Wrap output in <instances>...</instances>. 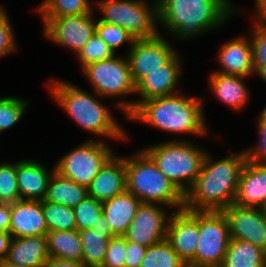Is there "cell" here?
<instances>
[{"label":"cell","instance_id":"cell-1","mask_svg":"<svg viewBox=\"0 0 266 267\" xmlns=\"http://www.w3.org/2000/svg\"><path fill=\"white\" fill-rule=\"evenodd\" d=\"M213 159L207 152L194 185L184 195V209L222 211L234 203L247 162L245 152Z\"/></svg>","mask_w":266,"mask_h":267},{"label":"cell","instance_id":"cell-2","mask_svg":"<svg viewBox=\"0 0 266 267\" xmlns=\"http://www.w3.org/2000/svg\"><path fill=\"white\" fill-rule=\"evenodd\" d=\"M201 96L180 92L141 102L127 119L142 122L159 130L176 134L210 135ZM208 130V131H207Z\"/></svg>","mask_w":266,"mask_h":267},{"label":"cell","instance_id":"cell-3","mask_svg":"<svg viewBox=\"0 0 266 267\" xmlns=\"http://www.w3.org/2000/svg\"><path fill=\"white\" fill-rule=\"evenodd\" d=\"M156 1H158L160 26L162 25L167 33L184 41L220 28L231 19V15L240 11L230 0Z\"/></svg>","mask_w":266,"mask_h":267},{"label":"cell","instance_id":"cell-4","mask_svg":"<svg viewBox=\"0 0 266 267\" xmlns=\"http://www.w3.org/2000/svg\"><path fill=\"white\" fill-rule=\"evenodd\" d=\"M50 94L58 106L68 114L82 129L113 140H128L127 131L114 119L111 110L98 98L82 88L64 80L51 79L48 81ZM98 97V98H97Z\"/></svg>","mask_w":266,"mask_h":267},{"label":"cell","instance_id":"cell-5","mask_svg":"<svg viewBox=\"0 0 266 267\" xmlns=\"http://www.w3.org/2000/svg\"><path fill=\"white\" fill-rule=\"evenodd\" d=\"M126 187L142 203L184 209V194L158 168L153 159L140 149L132 157L125 156Z\"/></svg>","mask_w":266,"mask_h":267},{"label":"cell","instance_id":"cell-6","mask_svg":"<svg viewBox=\"0 0 266 267\" xmlns=\"http://www.w3.org/2000/svg\"><path fill=\"white\" fill-rule=\"evenodd\" d=\"M143 150L184 195L194 185L207 153L200 146L179 138L165 140Z\"/></svg>","mask_w":266,"mask_h":267},{"label":"cell","instance_id":"cell-7","mask_svg":"<svg viewBox=\"0 0 266 267\" xmlns=\"http://www.w3.org/2000/svg\"><path fill=\"white\" fill-rule=\"evenodd\" d=\"M143 0H100L94 9L100 12V22L124 28L134 40L157 36L159 14L158 1ZM97 7V8H96Z\"/></svg>","mask_w":266,"mask_h":267},{"label":"cell","instance_id":"cell-8","mask_svg":"<svg viewBox=\"0 0 266 267\" xmlns=\"http://www.w3.org/2000/svg\"><path fill=\"white\" fill-rule=\"evenodd\" d=\"M83 75L92 90L102 98H119L115 106L127 117L134 110L133 100H122L124 96L135 94V84L130 73L127 57L116 56L89 64L82 68Z\"/></svg>","mask_w":266,"mask_h":267},{"label":"cell","instance_id":"cell-9","mask_svg":"<svg viewBox=\"0 0 266 267\" xmlns=\"http://www.w3.org/2000/svg\"><path fill=\"white\" fill-rule=\"evenodd\" d=\"M115 154L104 141L86 140L55 163V171L77 184L88 187L105 163Z\"/></svg>","mask_w":266,"mask_h":267},{"label":"cell","instance_id":"cell-10","mask_svg":"<svg viewBox=\"0 0 266 267\" xmlns=\"http://www.w3.org/2000/svg\"><path fill=\"white\" fill-rule=\"evenodd\" d=\"M198 231L196 264L220 267L231 240L229 223L223 211L198 210Z\"/></svg>","mask_w":266,"mask_h":267},{"label":"cell","instance_id":"cell-11","mask_svg":"<svg viewBox=\"0 0 266 267\" xmlns=\"http://www.w3.org/2000/svg\"><path fill=\"white\" fill-rule=\"evenodd\" d=\"M94 9L84 15L42 18L43 36L47 40L67 47L77 56L88 40L96 33Z\"/></svg>","mask_w":266,"mask_h":267},{"label":"cell","instance_id":"cell-12","mask_svg":"<svg viewBox=\"0 0 266 267\" xmlns=\"http://www.w3.org/2000/svg\"><path fill=\"white\" fill-rule=\"evenodd\" d=\"M173 47L160 33L152 38L134 40L126 57L135 86L150 72L161 69L178 53Z\"/></svg>","mask_w":266,"mask_h":267},{"label":"cell","instance_id":"cell-13","mask_svg":"<svg viewBox=\"0 0 266 267\" xmlns=\"http://www.w3.org/2000/svg\"><path fill=\"white\" fill-rule=\"evenodd\" d=\"M165 208L159 204L141 203L129 228L123 235L125 239L144 247L166 240L171 214H167V206Z\"/></svg>","mask_w":266,"mask_h":267},{"label":"cell","instance_id":"cell-14","mask_svg":"<svg viewBox=\"0 0 266 267\" xmlns=\"http://www.w3.org/2000/svg\"><path fill=\"white\" fill-rule=\"evenodd\" d=\"M166 240L182 261L196 263L198 210L173 211L168 221Z\"/></svg>","mask_w":266,"mask_h":267},{"label":"cell","instance_id":"cell-15","mask_svg":"<svg viewBox=\"0 0 266 267\" xmlns=\"http://www.w3.org/2000/svg\"><path fill=\"white\" fill-rule=\"evenodd\" d=\"M222 211L229 223L231 239L250 242L266 252V220L260 208L231 204Z\"/></svg>","mask_w":266,"mask_h":267},{"label":"cell","instance_id":"cell-16","mask_svg":"<svg viewBox=\"0 0 266 267\" xmlns=\"http://www.w3.org/2000/svg\"><path fill=\"white\" fill-rule=\"evenodd\" d=\"M182 63V57L177 53L167 64L161 66V69L145 76L135 86V94L139 99L134 100V109L148 99L179 93L177 87L183 72Z\"/></svg>","mask_w":266,"mask_h":267},{"label":"cell","instance_id":"cell-17","mask_svg":"<svg viewBox=\"0 0 266 267\" xmlns=\"http://www.w3.org/2000/svg\"><path fill=\"white\" fill-rule=\"evenodd\" d=\"M217 54V62L222 68L216 72L242 77L256 75L253 44L249 36H237L222 43Z\"/></svg>","mask_w":266,"mask_h":267},{"label":"cell","instance_id":"cell-18","mask_svg":"<svg viewBox=\"0 0 266 267\" xmlns=\"http://www.w3.org/2000/svg\"><path fill=\"white\" fill-rule=\"evenodd\" d=\"M87 190L89 196L102 203L125 192V157L115 153L94 177Z\"/></svg>","mask_w":266,"mask_h":267},{"label":"cell","instance_id":"cell-19","mask_svg":"<svg viewBox=\"0 0 266 267\" xmlns=\"http://www.w3.org/2000/svg\"><path fill=\"white\" fill-rule=\"evenodd\" d=\"M9 233L13 238L46 236L41 201L19 200L11 204Z\"/></svg>","mask_w":266,"mask_h":267},{"label":"cell","instance_id":"cell-20","mask_svg":"<svg viewBox=\"0 0 266 267\" xmlns=\"http://www.w3.org/2000/svg\"><path fill=\"white\" fill-rule=\"evenodd\" d=\"M54 171L55 165L48 170L40 161L31 159L17 161L16 176L20 200H44L50 177Z\"/></svg>","mask_w":266,"mask_h":267},{"label":"cell","instance_id":"cell-21","mask_svg":"<svg viewBox=\"0 0 266 267\" xmlns=\"http://www.w3.org/2000/svg\"><path fill=\"white\" fill-rule=\"evenodd\" d=\"M266 203V162L247 161L242 169L236 198L233 204L260 208Z\"/></svg>","mask_w":266,"mask_h":267},{"label":"cell","instance_id":"cell-22","mask_svg":"<svg viewBox=\"0 0 266 267\" xmlns=\"http://www.w3.org/2000/svg\"><path fill=\"white\" fill-rule=\"evenodd\" d=\"M141 203L127 190L102 203L104 225L112 236H123L126 233Z\"/></svg>","mask_w":266,"mask_h":267},{"label":"cell","instance_id":"cell-23","mask_svg":"<svg viewBox=\"0 0 266 267\" xmlns=\"http://www.w3.org/2000/svg\"><path fill=\"white\" fill-rule=\"evenodd\" d=\"M246 78L238 75L212 72L209 76L208 84L213 96L215 95L227 107L239 111L245 107L250 99L249 90L244 83Z\"/></svg>","mask_w":266,"mask_h":267},{"label":"cell","instance_id":"cell-24","mask_svg":"<svg viewBox=\"0 0 266 267\" xmlns=\"http://www.w3.org/2000/svg\"><path fill=\"white\" fill-rule=\"evenodd\" d=\"M50 258L46 236L12 238L6 260L23 267H44Z\"/></svg>","mask_w":266,"mask_h":267},{"label":"cell","instance_id":"cell-25","mask_svg":"<svg viewBox=\"0 0 266 267\" xmlns=\"http://www.w3.org/2000/svg\"><path fill=\"white\" fill-rule=\"evenodd\" d=\"M79 235L82 242V263L86 267H101L107 251V246L112 234L103 225L97 228L80 230Z\"/></svg>","mask_w":266,"mask_h":267},{"label":"cell","instance_id":"cell-26","mask_svg":"<svg viewBox=\"0 0 266 267\" xmlns=\"http://www.w3.org/2000/svg\"><path fill=\"white\" fill-rule=\"evenodd\" d=\"M87 195L86 186L77 184L54 171L48 183L45 200L74 208Z\"/></svg>","mask_w":266,"mask_h":267},{"label":"cell","instance_id":"cell-27","mask_svg":"<svg viewBox=\"0 0 266 267\" xmlns=\"http://www.w3.org/2000/svg\"><path fill=\"white\" fill-rule=\"evenodd\" d=\"M220 267H266V252L250 242L231 239Z\"/></svg>","mask_w":266,"mask_h":267},{"label":"cell","instance_id":"cell-28","mask_svg":"<svg viewBox=\"0 0 266 267\" xmlns=\"http://www.w3.org/2000/svg\"><path fill=\"white\" fill-rule=\"evenodd\" d=\"M46 238L50 257L82 262L83 248L78 230L48 231Z\"/></svg>","mask_w":266,"mask_h":267},{"label":"cell","instance_id":"cell-29","mask_svg":"<svg viewBox=\"0 0 266 267\" xmlns=\"http://www.w3.org/2000/svg\"><path fill=\"white\" fill-rule=\"evenodd\" d=\"M90 0H43L37 8L42 18H58L90 13L94 9Z\"/></svg>","mask_w":266,"mask_h":267},{"label":"cell","instance_id":"cell-30","mask_svg":"<svg viewBox=\"0 0 266 267\" xmlns=\"http://www.w3.org/2000/svg\"><path fill=\"white\" fill-rule=\"evenodd\" d=\"M41 204L48 231L77 230L73 208L45 199L41 201Z\"/></svg>","mask_w":266,"mask_h":267},{"label":"cell","instance_id":"cell-31","mask_svg":"<svg viewBox=\"0 0 266 267\" xmlns=\"http://www.w3.org/2000/svg\"><path fill=\"white\" fill-rule=\"evenodd\" d=\"M77 230L97 228L104 225L102 202L87 195L74 208Z\"/></svg>","mask_w":266,"mask_h":267},{"label":"cell","instance_id":"cell-32","mask_svg":"<svg viewBox=\"0 0 266 267\" xmlns=\"http://www.w3.org/2000/svg\"><path fill=\"white\" fill-rule=\"evenodd\" d=\"M183 261L167 240L146 249L140 267H178Z\"/></svg>","mask_w":266,"mask_h":267},{"label":"cell","instance_id":"cell-33","mask_svg":"<svg viewBox=\"0 0 266 267\" xmlns=\"http://www.w3.org/2000/svg\"><path fill=\"white\" fill-rule=\"evenodd\" d=\"M28 105L29 101L20 97H0V134L21 120Z\"/></svg>","mask_w":266,"mask_h":267},{"label":"cell","instance_id":"cell-34","mask_svg":"<svg viewBox=\"0 0 266 267\" xmlns=\"http://www.w3.org/2000/svg\"><path fill=\"white\" fill-rule=\"evenodd\" d=\"M20 200L17 176L16 162L0 163V203L13 204Z\"/></svg>","mask_w":266,"mask_h":267},{"label":"cell","instance_id":"cell-35","mask_svg":"<svg viewBox=\"0 0 266 267\" xmlns=\"http://www.w3.org/2000/svg\"><path fill=\"white\" fill-rule=\"evenodd\" d=\"M116 55L107 44L95 33L78 53L81 68L102 60L109 59Z\"/></svg>","mask_w":266,"mask_h":267},{"label":"cell","instance_id":"cell-36","mask_svg":"<svg viewBox=\"0 0 266 267\" xmlns=\"http://www.w3.org/2000/svg\"><path fill=\"white\" fill-rule=\"evenodd\" d=\"M96 34L107 44V46L116 53V49L125 42L133 44V37L122 27L100 22L96 23Z\"/></svg>","mask_w":266,"mask_h":267},{"label":"cell","instance_id":"cell-37","mask_svg":"<svg viewBox=\"0 0 266 267\" xmlns=\"http://www.w3.org/2000/svg\"><path fill=\"white\" fill-rule=\"evenodd\" d=\"M250 38L253 44L256 74L266 66V26L253 22Z\"/></svg>","mask_w":266,"mask_h":267},{"label":"cell","instance_id":"cell-38","mask_svg":"<svg viewBox=\"0 0 266 267\" xmlns=\"http://www.w3.org/2000/svg\"><path fill=\"white\" fill-rule=\"evenodd\" d=\"M257 128L259 133V142L254 147L244 149L246 160L252 163L266 162V106L260 112Z\"/></svg>","mask_w":266,"mask_h":267},{"label":"cell","instance_id":"cell-39","mask_svg":"<svg viewBox=\"0 0 266 267\" xmlns=\"http://www.w3.org/2000/svg\"><path fill=\"white\" fill-rule=\"evenodd\" d=\"M126 239L124 236H112L109 240L106 256L101 267H125Z\"/></svg>","mask_w":266,"mask_h":267},{"label":"cell","instance_id":"cell-40","mask_svg":"<svg viewBox=\"0 0 266 267\" xmlns=\"http://www.w3.org/2000/svg\"><path fill=\"white\" fill-rule=\"evenodd\" d=\"M7 14L4 8L0 11V58L15 52L18 47L13 26Z\"/></svg>","mask_w":266,"mask_h":267},{"label":"cell","instance_id":"cell-41","mask_svg":"<svg viewBox=\"0 0 266 267\" xmlns=\"http://www.w3.org/2000/svg\"><path fill=\"white\" fill-rule=\"evenodd\" d=\"M147 247L126 239L125 267H140Z\"/></svg>","mask_w":266,"mask_h":267},{"label":"cell","instance_id":"cell-42","mask_svg":"<svg viewBox=\"0 0 266 267\" xmlns=\"http://www.w3.org/2000/svg\"><path fill=\"white\" fill-rule=\"evenodd\" d=\"M11 204L0 203V232H9Z\"/></svg>","mask_w":266,"mask_h":267},{"label":"cell","instance_id":"cell-43","mask_svg":"<svg viewBox=\"0 0 266 267\" xmlns=\"http://www.w3.org/2000/svg\"><path fill=\"white\" fill-rule=\"evenodd\" d=\"M44 267H86L82 262L50 257Z\"/></svg>","mask_w":266,"mask_h":267},{"label":"cell","instance_id":"cell-44","mask_svg":"<svg viewBox=\"0 0 266 267\" xmlns=\"http://www.w3.org/2000/svg\"><path fill=\"white\" fill-rule=\"evenodd\" d=\"M254 7L253 22L266 26V0H255Z\"/></svg>","mask_w":266,"mask_h":267},{"label":"cell","instance_id":"cell-45","mask_svg":"<svg viewBox=\"0 0 266 267\" xmlns=\"http://www.w3.org/2000/svg\"><path fill=\"white\" fill-rule=\"evenodd\" d=\"M12 238L13 237L9 232H0V258L1 259L6 258Z\"/></svg>","mask_w":266,"mask_h":267},{"label":"cell","instance_id":"cell-46","mask_svg":"<svg viewBox=\"0 0 266 267\" xmlns=\"http://www.w3.org/2000/svg\"><path fill=\"white\" fill-rule=\"evenodd\" d=\"M0 267H23V266L10 263L6 259H2L0 263Z\"/></svg>","mask_w":266,"mask_h":267},{"label":"cell","instance_id":"cell-47","mask_svg":"<svg viewBox=\"0 0 266 267\" xmlns=\"http://www.w3.org/2000/svg\"><path fill=\"white\" fill-rule=\"evenodd\" d=\"M178 267H202V266H199L195 262H185V261H183Z\"/></svg>","mask_w":266,"mask_h":267},{"label":"cell","instance_id":"cell-48","mask_svg":"<svg viewBox=\"0 0 266 267\" xmlns=\"http://www.w3.org/2000/svg\"><path fill=\"white\" fill-rule=\"evenodd\" d=\"M256 75L266 82V66H264Z\"/></svg>","mask_w":266,"mask_h":267},{"label":"cell","instance_id":"cell-49","mask_svg":"<svg viewBox=\"0 0 266 267\" xmlns=\"http://www.w3.org/2000/svg\"><path fill=\"white\" fill-rule=\"evenodd\" d=\"M261 211H262V214L264 216V219L266 220V203L263 204L261 207H260Z\"/></svg>","mask_w":266,"mask_h":267}]
</instances>
